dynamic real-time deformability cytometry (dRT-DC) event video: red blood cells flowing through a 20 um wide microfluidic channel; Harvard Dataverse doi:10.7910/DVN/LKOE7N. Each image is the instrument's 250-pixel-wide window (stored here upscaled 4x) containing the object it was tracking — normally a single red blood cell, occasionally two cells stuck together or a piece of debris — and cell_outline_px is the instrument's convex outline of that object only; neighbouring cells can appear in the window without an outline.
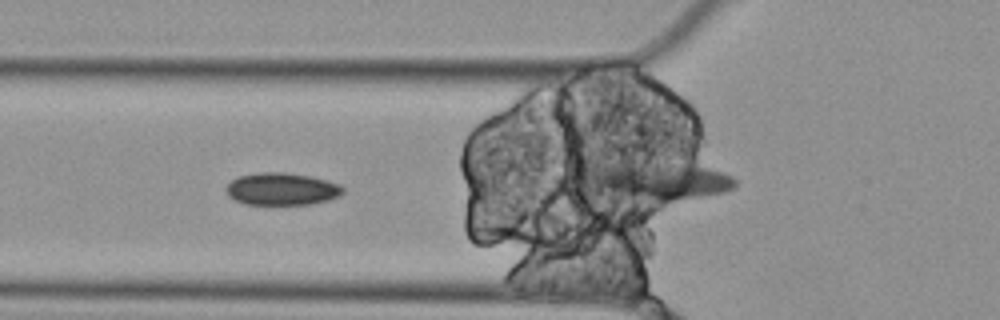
{"species": "Egyptian fruit bat (a non-hibernating species)", "species_latin": "Rousettus aegyptiacus", "temperature_condition": "cold", "stored_images_in_passage": 7, "camera_frame_rate_fps": 3000, "um_per_image_px": 0.085, "animal": {"sex": "female"}, "frame": {"image": 1, "passage_image": 5, "time_ms": 1.333, "image_size_px": [1000, 320], "cell_outline_px": [[344, 192], [328, 200], [312, 204], [244, 204], [228, 196], [224, 188], [232, 180], [240, 176], [260, 172], [284, 172], [308, 176], [340, 184], [344, 188]], "centroid_in_image_um": [23.92, 16.07], "position_along_channel_um": 101.9, "area_um2": 21.85}}